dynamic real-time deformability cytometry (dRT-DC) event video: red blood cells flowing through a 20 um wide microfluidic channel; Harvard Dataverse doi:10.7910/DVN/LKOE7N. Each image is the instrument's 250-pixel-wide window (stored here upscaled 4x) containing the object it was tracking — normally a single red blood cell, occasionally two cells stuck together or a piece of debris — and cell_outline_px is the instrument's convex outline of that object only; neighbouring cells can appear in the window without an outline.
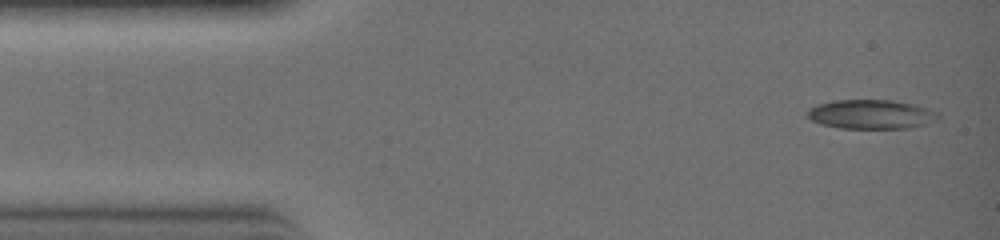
{"species": "common noctule bat (a hibernating species)", "species_latin": "Nyctalus noctula", "temperature_condition": "warm", "stored_images_in_passage": 7, "camera_frame_rate_fps": 3000, "um_per_image_px": 0.085, "animal": {"sex": "female", "body_mass_g": 19.0, "forearm_length_mm": 51.5}, "frame": {"image": 1, "passage_image": 1, "time_ms": 0.0, "image_size_px": [1000, 240], "cell_outline_px": [[940, 116], [936, 120], [908, 128], [840, 128], [820, 124], [812, 120], [808, 116], [808, 108], [816, 104], [832, 100], [892, 100], [912, 104], [924, 108]], "centroid_in_image_um": [73.95, 9.71], "position_along_channel_um": 11.1, "area_um2": 21.91}}
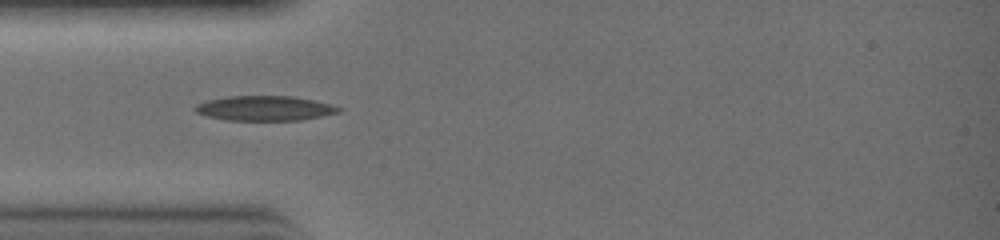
{"frame": {"image": 2, "passage_image": 4, "time_ms": 1.0, "image_size_px": [1000, 240], "cell_outline_px": [[340, 112], [300, 120], [228, 120], [208, 116], [196, 112], [192, 108], [196, 104], [208, 100], [228, 96], [292, 96], [312, 100], [328, 104], [340, 108]], "centroid_in_image_um": [22.44, 9.2], "position_along_channel_um": 62.6, "area_um2": 20.46}}